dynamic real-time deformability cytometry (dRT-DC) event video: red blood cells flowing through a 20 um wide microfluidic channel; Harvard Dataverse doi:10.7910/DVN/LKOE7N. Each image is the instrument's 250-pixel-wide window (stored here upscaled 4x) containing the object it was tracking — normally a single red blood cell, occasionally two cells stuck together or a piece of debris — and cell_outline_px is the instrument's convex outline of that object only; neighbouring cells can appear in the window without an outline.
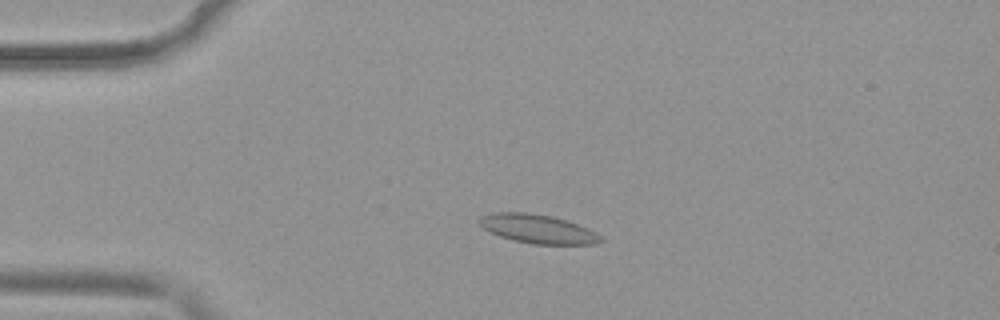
{"species": "common noctule bat (a hibernating species)", "species_latin": "Nyctalus noctula", "temperature_condition": "warm", "stored_images_in_passage": 51, "camera_frame_rate_fps": 3000, "um_per_image_px": 0.085, "animal": {"sex": "female", "body_mass_g": 19.9}, "frame": {"image": 1, "passage_image": 12, "time_ms": 3.667, "image_size_px": [1000, 320], "cell_outline_px": [[604, 240], [596, 244], [532, 244], [512, 240], [500, 236], [484, 228], [476, 220], [480, 216], [492, 212], [528, 212], [552, 216], [588, 228], [596, 232]], "centroid_in_image_um": [45.69, 19.45], "position_along_channel_um": 39.3, "area_um2": 20.4}}
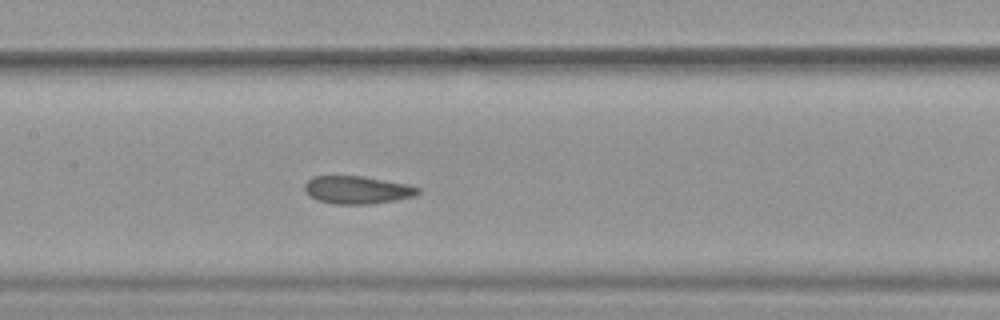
{"frame": {"image": 2, "passage_image": 25, "time_ms": 8.0, "image_size_px": [1000, 320], "cell_outline_px": [[420, 192], [416, 196], [396, 200], [368, 204], [332, 204], [316, 200], [308, 196], [304, 192], [304, 184], [312, 176], [364, 176], [408, 184], [420, 188]], "centroid_in_image_um": [30.34, 16.14], "position_along_channel_um": 177.1, "area_um2": 18.67}}
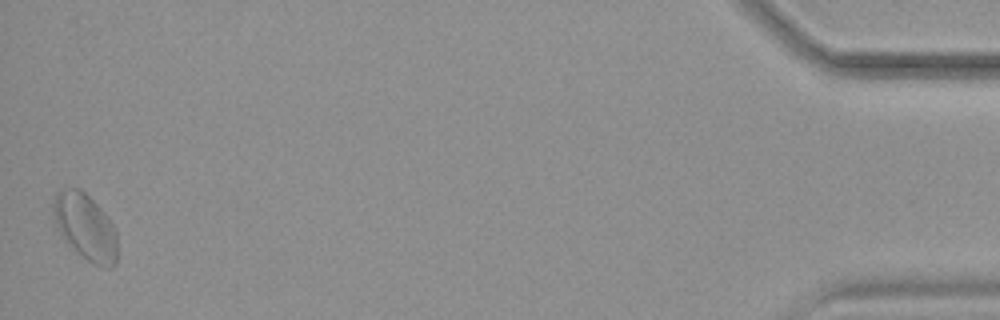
{"frame": {"image": 3, "passage_image": 51, "time_ms": 16.667, "image_size_px": [1000, 320], "cell_outline_px": [[116, 264], [112, 268], [108, 268], [92, 264], [76, 252], [64, 240], [56, 224], [52, 212], [52, 200], [56, 192], [60, 188], [80, 188], [100, 208], [112, 224], [116, 232]], "centroid_in_image_um": [7.22, 19.28], "position_along_channel_um": 428.0, "area_um2": 24.8}, "authors_computed_cell_mechanics": {"area_um2": 19.2474, "velocity_mm_per_s": 3.9179, "shape_relaxation_time_tau1_ms": null, "shape_relaxation_time_tau2_ms": 2.0678, "deformation_change_tau1": null, "deformation_change_tau2": 0.0815}}